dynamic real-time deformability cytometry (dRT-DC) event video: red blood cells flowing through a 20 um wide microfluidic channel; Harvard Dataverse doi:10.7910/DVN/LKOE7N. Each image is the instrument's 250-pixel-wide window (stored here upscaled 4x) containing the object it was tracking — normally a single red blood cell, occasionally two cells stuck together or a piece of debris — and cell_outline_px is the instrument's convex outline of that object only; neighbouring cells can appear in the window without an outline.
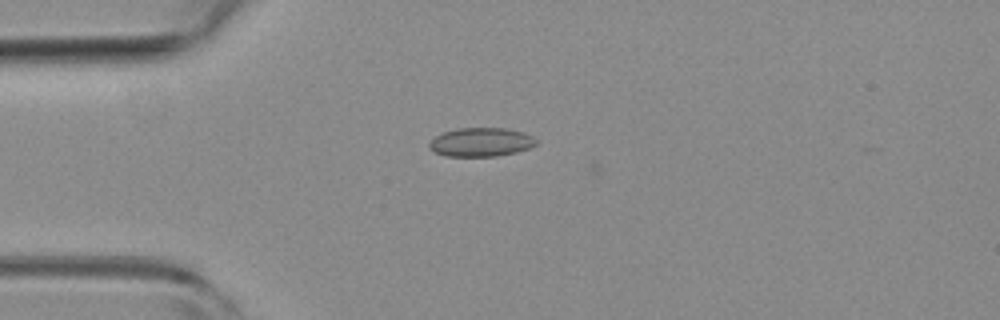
{"species": "common noctule bat (a hibernating species)", "species_latin": "Nyctalus noctula", "temperature_condition": "room temperature", "stored_images_in_passage": 3, "camera_frame_rate_fps": 3000, "um_per_image_px": 0.085, "animal": {"sex": "female", "body_mass_g": 19.3, "forearm_length_mm": 54.1}, "frame": {"image": 1, "passage_image": 1, "time_ms": 0.0, "image_size_px": [1000, 320], "cell_outline_px": [[536, 144], [528, 148], [516, 152], [496, 156], [444, 156], [428, 148], [428, 144], [436, 136], [444, 132], [456, 128], [508, 128], [524, 132], [532, 136], [536, 140]], "centroid_in_image_um": [40.88, 12.07], "position_along_channel_um": 44.1, "area_um2": 17.92}}
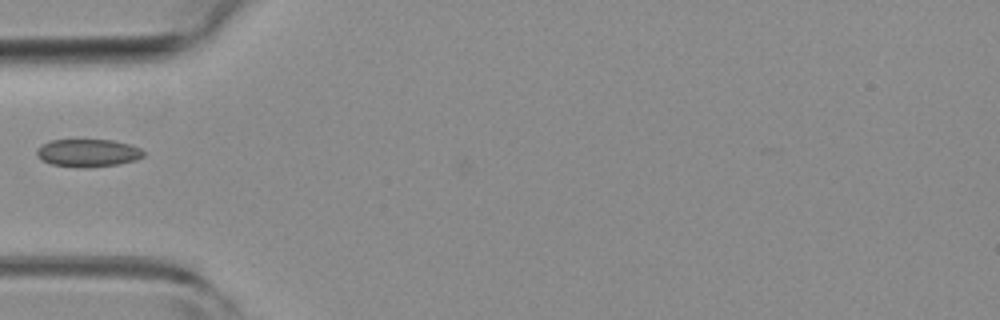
{"frame": {"image": 2, "passage_image": 2, "time_ms": 0.333, "image_size_px": [1000, 320], "cell_outline_px": [[144, 156], [136, 160], [120, 164], [88, 168], [76, 168], [52, 164], [36, 156], [36, 148], [40, 144], [52, 140], [112, 140], [132, 144], [140, 148], [144, 152]], "centroid_in_image_um": [7.48, 13.0], "position_along_channel_um": 77.5, "area_um2": 17.57}}
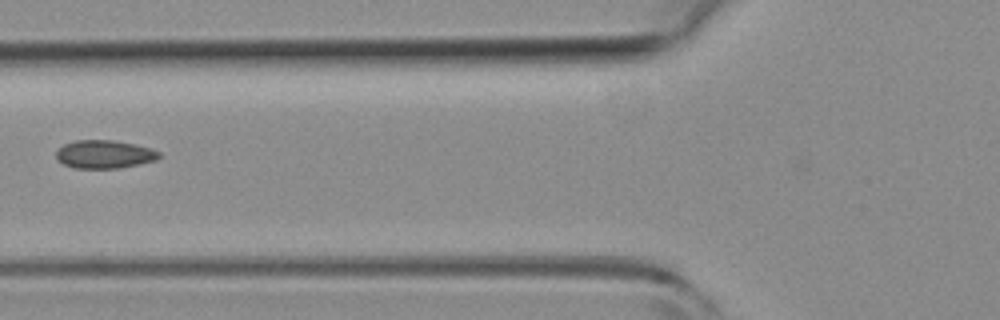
{"frame": {"image": 3, "passage_image": 3, "time_ms": 0.667, "image_size_px": [1000, 320], "cell_outline_px": [[160, 156], [156, 160], [120, 168], [76, 168], [64, 164], [56, 160], [56, 152], [64, 144], [76, 140], [112, 140], [136, 144], [152, 148], [160, 152]], "centroid_in_image_um": [8.88, 13.11], "position_along_channel_um": 116.9, "area_um2": 16.94}}